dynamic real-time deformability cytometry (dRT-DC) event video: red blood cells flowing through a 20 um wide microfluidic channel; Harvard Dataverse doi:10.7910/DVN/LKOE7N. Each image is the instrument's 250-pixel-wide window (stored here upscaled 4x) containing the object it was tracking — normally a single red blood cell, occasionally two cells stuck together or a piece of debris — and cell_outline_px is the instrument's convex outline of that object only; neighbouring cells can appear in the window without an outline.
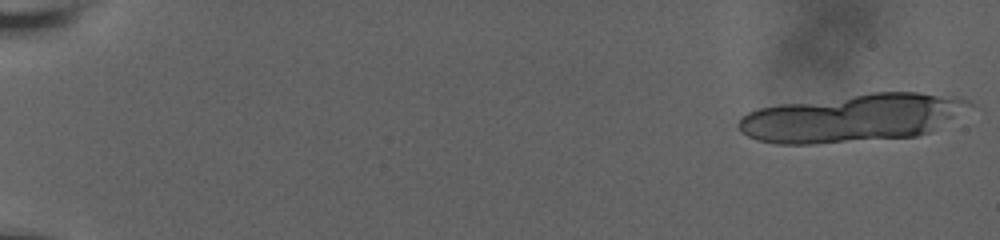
{"species": "human", "species_latin": "Homo sapiens", "temperature_condition": "room temperature", "stored_images_in_passage": 29, "camera_frame_rate_fps": 3000, "um_per_image_px": 0.085, "donor": {"sex": "male"}, "frame": {"image": 1, "passage_image": 1, "time_ms": 0.0, "image_size_px": [1000, 240], "cell_outline_px": [[980, 108], [932, 132], [916, 136], [812, 144], [776, 144], [756, 140], [740, 132], [736, 124], [748, 112], [760, 108], [780, 104], [872, 92], [916, 92], [956, 96], [972, 100]], "centroid_in_image_um": [72.64, 10.01], "position_along_channel_um": 12.4, "area_um2": 65.72}}
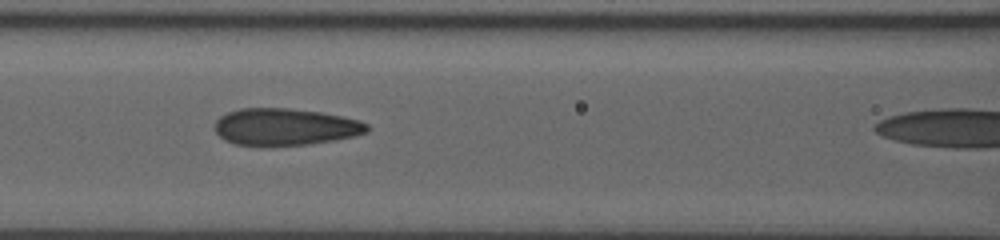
{"frame": {"image": 2, "passage_image": 25, "time_ms": 8.0, "image_size_px": [1000, 240], "cell_outline_px": [[368, 132], [356, 136], [336, 140], [308, 144], [260, 148], [236, 144], [224, 140], [216, 132], [216, 120], [220, 116], [228, 112], [240, 108], [288, 108], [320, 112], [360, 120], [368, 124]], "centroid_in_image_um": [24.23, 10.81], "position_along_channel_um": 142.4, "area_um2": 33.41}}
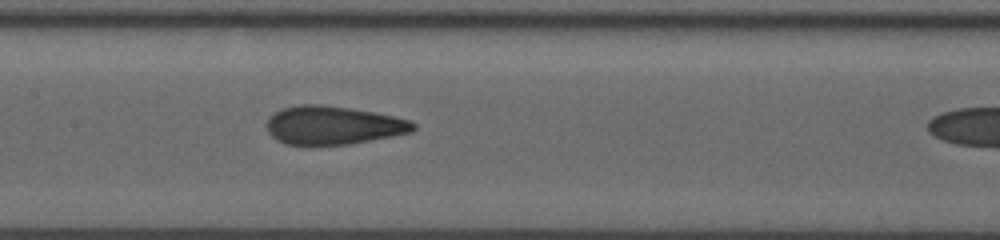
{"frame": {"image": 3, "passage_image": 28, "time_ms": 9.0, "image_size_px": [1000, 240], "cell_outline_px": [[416, 128], [412, 132], [392, 136], [348, 144], [284, 144], [276, 140], [268, 132], [268, 120], [276, 112], [284, 108], [300, 104], [320, 104], [348, 108], [372, 112], [412, 120], [416, 124]], "centroid_in_image_um": [28.34, 10.65], "position_along_channel_um": 179.1, "area_um2": 32.37}}